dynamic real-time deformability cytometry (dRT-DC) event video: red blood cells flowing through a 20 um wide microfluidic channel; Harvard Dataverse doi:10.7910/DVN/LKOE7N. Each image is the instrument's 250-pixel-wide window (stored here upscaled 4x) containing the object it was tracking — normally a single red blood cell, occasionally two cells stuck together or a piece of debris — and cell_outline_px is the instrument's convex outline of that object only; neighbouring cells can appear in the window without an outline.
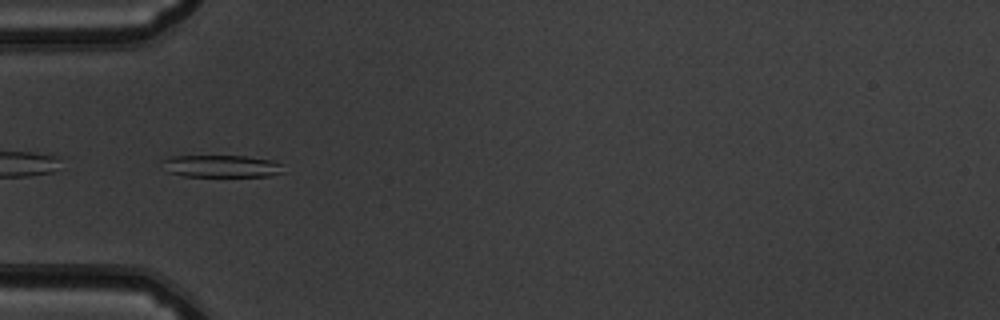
{"species": "common noctule bat (a hibernating species)", "species_latin": "Nyctalus noctula", "temperature_condition": "warm", "stored_images_in_passage": 53, "camera_frame_rate_fps": 3000, "um_per_image_px": 0.085, "animal": {"sex": "male", "body_mass_g": 19.5, "forearm_length_mm": 54.6}, "frame": {"image": 1, "passage_image": 18, "time_ms": 5.667, "image_size_px": [1000, 320], "cell_outline_px": [[284, 172], [268, 176], [184, 176], [168, 172], [160, 160], [172, 156], [244, 156], [272, 160], [284, 164]], "centroid_in_image_um": [18.85, 14.12], "position_along_channel_um": 66.2, "area_um2": 15.78}}
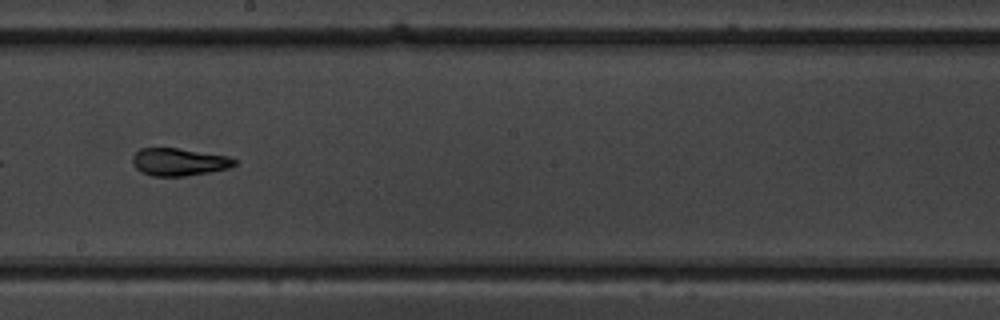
{"frame": {"image": 2, "passage_image": 31, "time_ms": 10.0, "image_size_px": [1000, 320], "cell_outline_px": [[236, 164], [228, 168], [208, 172], [184, 176], [152, 176], [140, 172], [132, 164], [132, 156], [140, 148], [180, 148], [228, 156], [236, 160]], "centroid_in_image_um": [15.18, 13.76], "position_along_channel_um": 233.0, "area_um2": 16.42}}
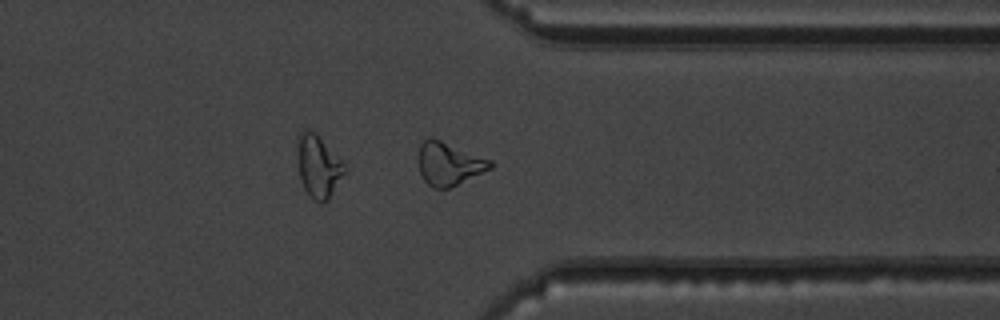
{"frame": {"image": 3, "passage_image": 42, "time_ms": 13.667, "image_size_px": [1000, 320], "cell_outline_px": [[492, 168], [448, 188], [432, 188], [424, 180], [420, 172], [416, 160], [420, 144], [428, 136], [432, 136], [492, 160]], "centroid_in_image_um": [38.11, 13.88], "position_along_channel_um": 373.3, "area_um2": 18.26}, "authors_computed_cell_mechanics": {"area_um2": 18.0914, "velocity_mm_per_s": 3.8796, "shape_relaxation_time_tau1_ms": 7.1561, "shape_relaxation_time_tau2_ms": 2.0136, "deformation_change_tau1": 0.1893, "deformation_change_tau2": 0.0914}}